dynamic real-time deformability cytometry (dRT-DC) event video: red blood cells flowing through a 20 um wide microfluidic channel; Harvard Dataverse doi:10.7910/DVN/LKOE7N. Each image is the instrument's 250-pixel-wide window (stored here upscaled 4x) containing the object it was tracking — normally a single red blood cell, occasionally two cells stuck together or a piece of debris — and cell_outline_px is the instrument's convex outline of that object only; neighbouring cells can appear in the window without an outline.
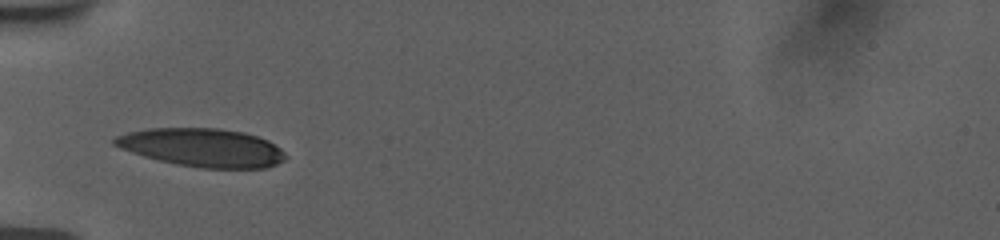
{"species": "human", "species_latin": "Homo sapiens", "temperature_condition": "room temperature", "stored_images_in_passage": 7, "camera_frame_rate_fps": 3000, "um_per_image_px": 0.085, "donor": {"sex": "female"}, "frame": {"image": 1, "passage_image": 1, "time_ms": 0.0, "image_size_px": [1000, 240], "cell_outline_px": [[288, 156], [284, 160], [276, 164], [264, 168], [200, 168], [176, 164], [144, 156], [120, 148], [112, 144], [112, 140], [116, 136], [128, 132], [148, 128], [220, 128], [244, 132], [268, 140], [280, 148]], "centroid_in_image_um": [17.2, 12.54], "position_along_channel_um": 67.8, "area_um2": 38.21}}
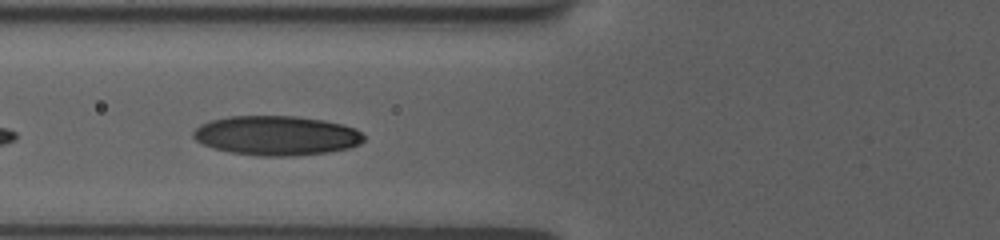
{"frame": {"image": 2, "passage_image": 4, "time_ms": 1.0, "image_size_px": [1000, 240], "cell_outline_px": [[364, 140], [360, 144], [348, 148], [328, 152], [296, 156], [260, 156], [232, 152], [212, 148], [196, 140], [192, 136], [192, 132], [200, 124], [212, 120], [228, 116], [296, 116], [324, 120], [344, 124], [356, 128], [364, 136]], "centroid_in_image_um": [23.51, 11.52], "position_along_channel_um": 102.3, "area_um2": 39.42}}
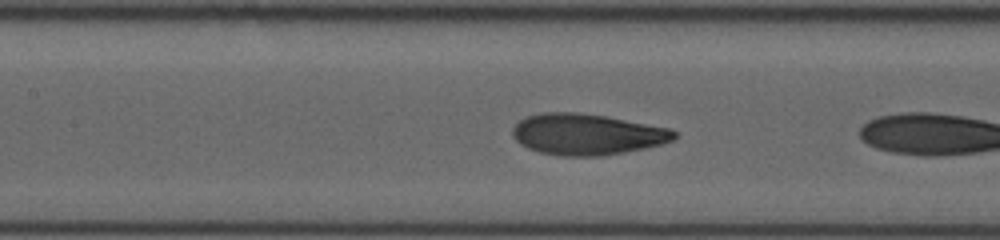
{"frame": {"image": 3, "passage_image": 6, "time_ms": 1.667, "image_size_px": [1000, 240], "cell_outline_px": [[676, 136], [672, 140], [660, 144], [644, 148], [624, 152], [600, 156], [564, 156], [540, 152], [528, 148], [520, 144], [512, 136], [512, 128], [520, 120], [528, 116], [540, 112], [580, 112], [608, 116], [668, 128], [676, 132]], "centroid_in_image_um": [49.85, 11.4], "position_along_channel_um": 157.5, "area_um2": 38.67}}